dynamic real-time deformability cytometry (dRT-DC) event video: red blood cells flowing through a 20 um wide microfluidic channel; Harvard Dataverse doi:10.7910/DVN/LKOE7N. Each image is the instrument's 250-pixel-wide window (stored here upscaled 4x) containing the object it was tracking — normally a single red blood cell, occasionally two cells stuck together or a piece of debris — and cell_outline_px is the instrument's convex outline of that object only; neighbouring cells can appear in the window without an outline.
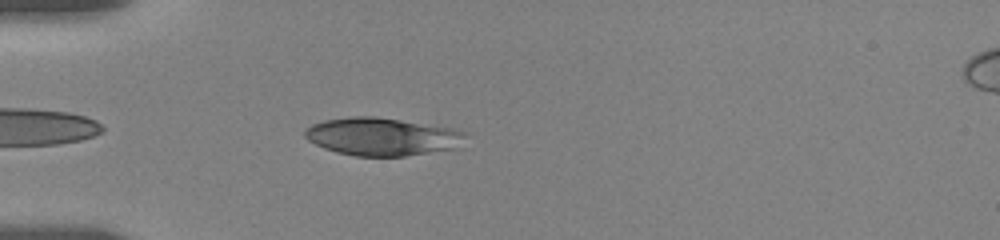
{"species": "human", "species_latin": "Homo sapiens", "temperature_condition": "room temperature", "stored_images_in_passage": 12, "camera_frame_rate_fps": 3000, "um_per_image_px": 0.085, "donor": {"sex": "female"}, "frame": {"image": 1, "passage_image": 1, "time_ms": 0.0, "image_size_px": [1000, 240], "cell_outline_px": [[468, 136], [460, 148], [404, 156], [356, 156], [336, 152], [324, 148], [308, 140], [304, 136], [304, 132], [312, 124], [324, 120], [348, 116], [372, 116], [456, 128], [468, 132]], "centroid_in_image_um": [32.55, 11.61], "position_along_channel_um": 52.4, "area_um2": 35.84}}
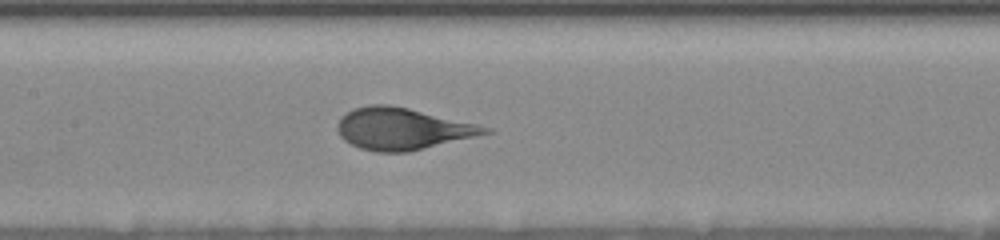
{"frame": {"image": 2, "passage_image": 6, "time_ms": 3.667, "image_size_px": [1000, 240], "cell_outline_px": [[496, 132], [408, 152], [376, 152], [360, 148], [344, 140], [340, 136], [336, 128], [336, 124], [340, 116], [352, 108], [368, 104], [388, 104], [408, 108], [476, 124], [492, 128]], "centroid_in_image_um": [34.18, 10.94], "position_along_channel_um": 173.2, "area_um2": 36.13}}
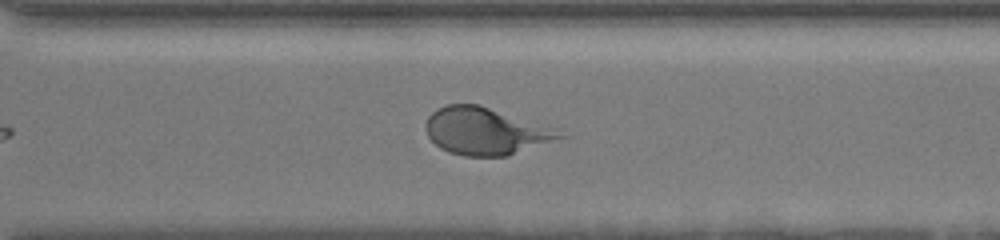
{"frame": {"image": 3, "passage_image": 12, "time_ms": 8.0, "image_size_px": [1000, 240], "cell_outline_px": [[572, 136], [508, 156], [464, 156], [448, 152], [440, 148], [428, 136], [424, 128], [424, 124], [428, 116], [436, 108], [448, 104], [480, 104], [556, 128]], "centroid_in_image_um": [41.33, 11.15], "position_along_channel_um": 329.3, "area_um2": 37.57}}